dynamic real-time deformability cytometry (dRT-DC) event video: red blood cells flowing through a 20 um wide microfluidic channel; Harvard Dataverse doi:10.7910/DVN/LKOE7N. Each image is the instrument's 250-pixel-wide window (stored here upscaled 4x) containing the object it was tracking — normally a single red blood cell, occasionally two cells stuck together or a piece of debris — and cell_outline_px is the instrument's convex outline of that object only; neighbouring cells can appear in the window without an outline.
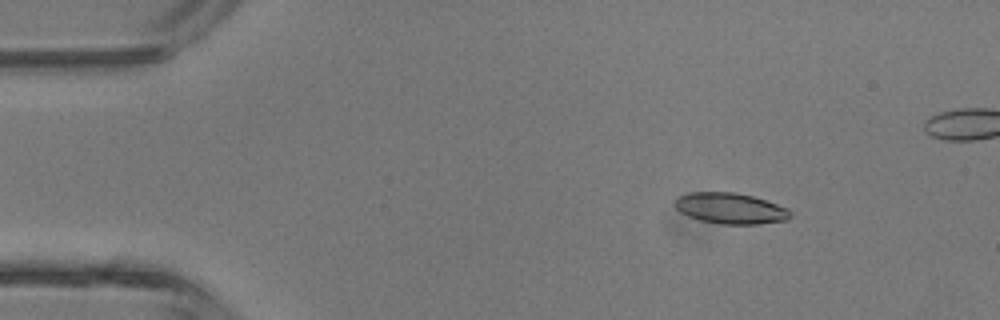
{"species": "common noctule bat (a hibernating species)", "species_latin": "Nyctalus noctula", "temperature_condition": "room temperature", "stored_images_in_passage": 5, "camera_frame_rate_fps": 3000, "um_per_image_px": 0.085, "animal": {"sex": "male", "body_mass_g": 13.3}, "frame": {"image": 1, "passage_image": 2, "time_ms": 1.0, "image_size_px": [1000, 320], "cell_outline_px": [[792, 216], [788, 220], [756, 224], [720, 224], [700, 220], [688, 216], [680, 212], [676, 208], [676, 200], [680, 196], [692, 192], [736, 192], [752, 196], [788, 208], [792, 212]], "centroid_in_image_um": [62.12, 17.72], "position_along_channel_um": 22.9, "area_um2": 20.69}}